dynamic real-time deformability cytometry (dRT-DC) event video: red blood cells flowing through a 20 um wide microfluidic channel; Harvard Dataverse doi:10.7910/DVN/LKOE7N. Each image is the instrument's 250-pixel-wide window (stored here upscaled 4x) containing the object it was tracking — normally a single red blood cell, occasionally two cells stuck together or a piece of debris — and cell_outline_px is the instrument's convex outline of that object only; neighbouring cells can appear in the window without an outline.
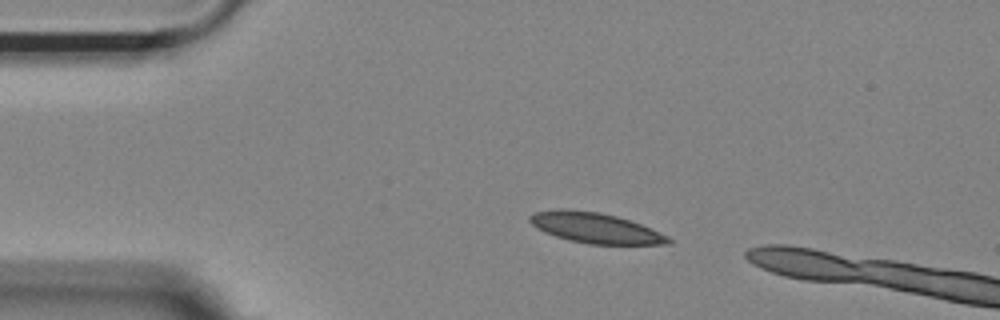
{"species": "Egyptian fruit bat (a non-hibernating species)", "species_latin": "Rousettus aegyptiacus", "temperature_condition": "room temperature", "stored_images_in_passage": 4, "camera_frame_rate_fps": 3000, "um_per_image_px": 0.085, "animal": {"sex": "female"}, "frame": {"image": 1, "passage_image": 1, "time_ms": 0.0, "image_size_px": [1000, 320], "cell_outline_px": [[672, 244], [588, 244], [568, 240], [544, 232], [536, 228], [528, 220], [528, 216], [536, 212], [560, 208], [564, 208], [600, 212], [616, 216], [652, 228], [668, 236], [672, 240]], "centroid_in_image_um": [50.59, 19.37], "position_along_channel_um": 34.4, "area_um2": 24.62}}